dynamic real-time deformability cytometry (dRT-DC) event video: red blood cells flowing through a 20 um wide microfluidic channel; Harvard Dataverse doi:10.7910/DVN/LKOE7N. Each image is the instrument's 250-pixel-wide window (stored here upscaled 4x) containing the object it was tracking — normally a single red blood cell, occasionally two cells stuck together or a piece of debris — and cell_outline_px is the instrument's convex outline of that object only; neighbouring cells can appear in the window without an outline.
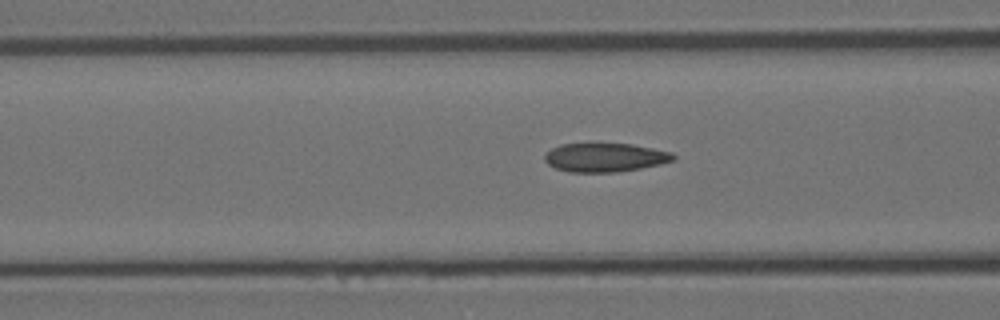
{"species": "Egyptian fruit bat (a non-hibernating species)", "species_latin": "Rousettus aegyptiacus", "temperature_condition": "room temperature", "stored_images_in_passage": 9, "camera_frame_rate_fps": 3000, "um_per_image_px": 0.085, "animal": {"sex": "female"}, "frame": {"image": 1, "passage_image": 4, "time_ms": 1.0, "image_size_px": [1000, 320], "cell_outline_px": [[676, 160], [660, 164], [640, 168], [616, 172], [568, 172], [556, 168], [548, 164], [544, 160], [544, 156], [552, 148], [560, 144], [632, 144], [672, 152], [676, 156]], "centroid_in_image_um": [51.44, 13.39], "position_along_channel_um": 115.2, "area_um2": 21.5}}
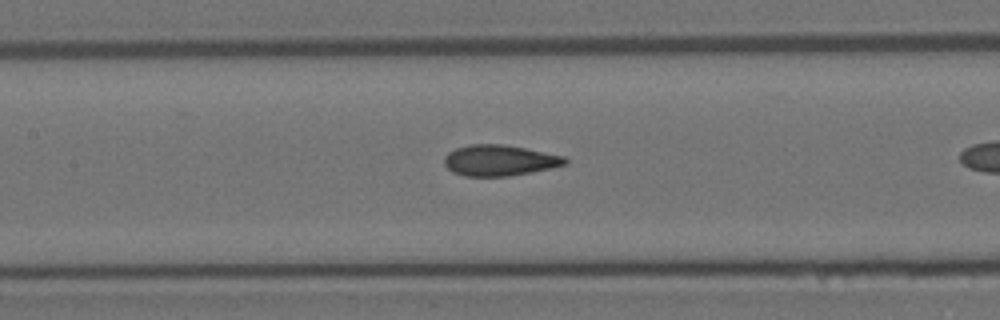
{"frame": {"image": 2, "passage_image": 8, "time_ms": 2.333, "image_size_px": [1000, 320], "cell_outline_px": [[568, 164], [552, 168], [532, 172], [508, 176], [464, 176], [452, 172], [444, 164], [444, 156], [448, 152], [456, 148], [468, 144], [504, 144], [564, 156], [568, 160]], "centroid_in_image_um": [42.45, 13.63], "position_along_channel_um": 165.0, "area_um2": 21.85}}